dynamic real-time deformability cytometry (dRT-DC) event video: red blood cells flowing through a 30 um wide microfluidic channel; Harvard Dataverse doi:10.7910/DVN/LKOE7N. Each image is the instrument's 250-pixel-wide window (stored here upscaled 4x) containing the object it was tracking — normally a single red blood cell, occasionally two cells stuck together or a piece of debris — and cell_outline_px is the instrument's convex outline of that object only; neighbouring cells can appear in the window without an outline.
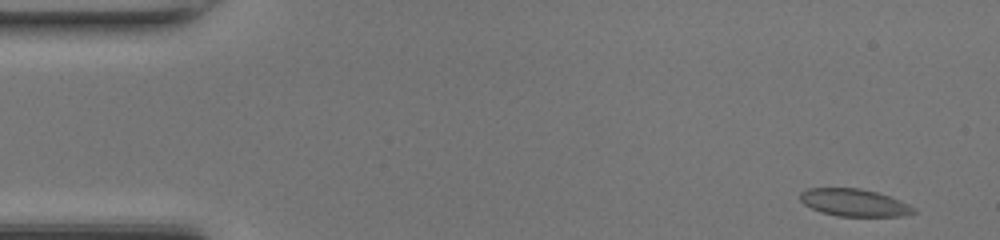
{"species": "common noctule bat (a hibernating species)", "species_latin": "Nyctalus noctula", "temperature_condition": "room temperature", "stored_images_in_passage": 46, "camera_frame_rate_fps": 3000, "um_per_image_px": 0.085, "animal": {"sex": "female", "body_mass_g": 17.0, "forearm_length_mm": 48.0}, "frame": {"image": 1, "passage_image": 1, "time_ms": 0.0, "image_size_px": [1000, 240], "cell_outline_px": [[916, 212], [904, 216], [836, 216], [820, 212], [804, 204], [800, 200], [800, 192], [808, 188], [860, 188], [876, 192], [900, 200], [916, 208]], "centroid_in_image_um": [72.6, 17.22], "position_along_channel_um": 12.4, "area_um2": 18.15}}
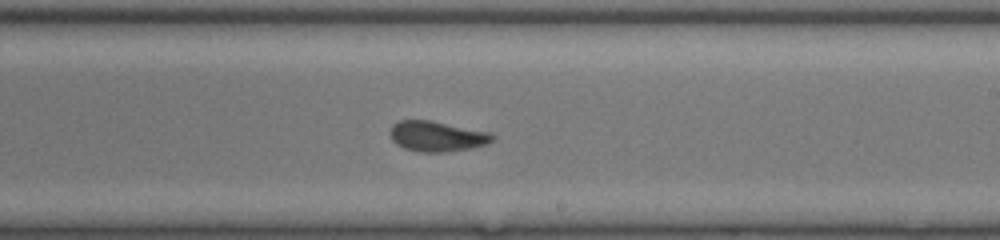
{"frame": {"image": 2, "passage_image": 26, "time_ms": 8.333, "image_size_px": [1000, 240], "cell_outline_px": [[496, 136], [488, 144], [472, 148], [444, 152], [424, 152], [404, 148], [396, 144], [392, 140], [388, 132], [392, 124], [400, 120], [432, 120], [488, 132]], "centroid_in_image_um": [37.11, 11.58], "position_along_channel_um": 251.9, "area_um2": 18.21}}
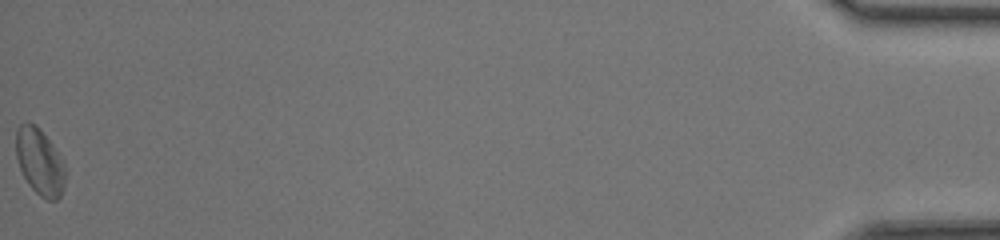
{"frame": {"image": 3, "passage_image": 46, "time_ms": 15.0, "image_size_px": [1000, 240], "cell_outline_px": [[64, 188], [60, 196], [56, 200], [48, 200], [40, 196], [28, 184], [20, 168], [16, 156], [16, 128], [24, 120], [28, 120], [36, 124], [40, 128], [52, 144], [64, 164]], "centroid_in_image_um": [3.35, 13.7], "position_along_channel_um": 431.9, "area_um2": 19.13}, "authors_computed_cell_mechanics": {"area_um2": 18.1781, "velocity_mm_per_s": 4.3445, "shape_relaxation_time_tau1_ms": 3.5472, "shape_relaxation_time_tau2_ms": 1.6865, "deformation_change_tau1": 0.1234, "deformation_change_tau2": 0.0574}}